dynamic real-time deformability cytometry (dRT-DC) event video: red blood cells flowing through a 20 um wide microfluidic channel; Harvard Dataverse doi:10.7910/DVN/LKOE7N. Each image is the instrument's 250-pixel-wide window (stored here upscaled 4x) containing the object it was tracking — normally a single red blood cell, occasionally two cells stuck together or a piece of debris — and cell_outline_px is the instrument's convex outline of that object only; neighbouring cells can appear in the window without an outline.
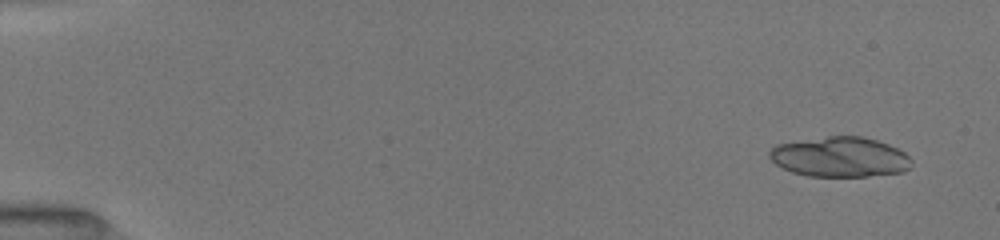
{"species": "common noctule bat (a hibernating species)", "species_latin": "Nyctalus noctula", "temperature_condition": "room temperature", "stored_images_in_passage": 16, "segment_of_instrument_passage": [1, 2], "camera_frame_rate_fps": 3000, "um_per_image_px": 0.085, "animal": {"sex": "female", "body_mass_g": 19.5, "forearm_length_mm": 54.1}, "frame": {"image": 1, "passage_image": 4, "time_ms": 1.0, "image_size_px": [1000, 240], "cell_outline_px": [[912, 164], [904, 172], [868, 176], [808, 176], [792, 172], [776, 164], [768, 156], [768, 152], [776, 144], [828, 136], [864, 136], [888, 144], [904, 152], [912, 160]], "centroid_in_image_um": [71.4, 13.34], "position_along_channel_um": 13.6, "area_um2": 33.12}}